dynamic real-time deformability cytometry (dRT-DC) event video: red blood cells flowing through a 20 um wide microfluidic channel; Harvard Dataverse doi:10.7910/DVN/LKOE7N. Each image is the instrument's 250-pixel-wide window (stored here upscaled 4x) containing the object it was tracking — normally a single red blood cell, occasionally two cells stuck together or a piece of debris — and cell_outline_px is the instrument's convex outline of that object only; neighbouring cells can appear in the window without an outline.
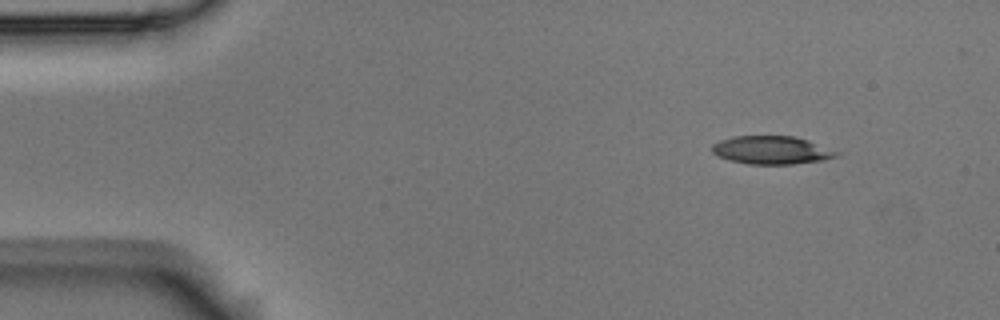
{"species": "Egyptian fruit bat (a non-hibernating species)", "species_latin": "Rousettus aegyptiacus", "temperature_condition": "room temperature", "stored_images_in_passage": 4, "segment_of_instrument_passage": [2, 2], "camera_frame_rate_fps": 3000, "um_per_image_px": 0.085, "animal": {"sex": "male"}, "frame": {"image": 1, "passage_image": 4, "time_ms": 1.0, "image_size_px": [1000, 320], "cell_outline_px": [[840, 152], [836, 156], [824, 160], [792, 164], [748, 164], [728, 160], [712, 152], [712, 144], [720, 140], [732, 136], [796, 136], [808, 140]], "centroid_in_image_um": [65.58, 12.75], "position_along_channel_um": 19.4, "area_um2": 20.4}}